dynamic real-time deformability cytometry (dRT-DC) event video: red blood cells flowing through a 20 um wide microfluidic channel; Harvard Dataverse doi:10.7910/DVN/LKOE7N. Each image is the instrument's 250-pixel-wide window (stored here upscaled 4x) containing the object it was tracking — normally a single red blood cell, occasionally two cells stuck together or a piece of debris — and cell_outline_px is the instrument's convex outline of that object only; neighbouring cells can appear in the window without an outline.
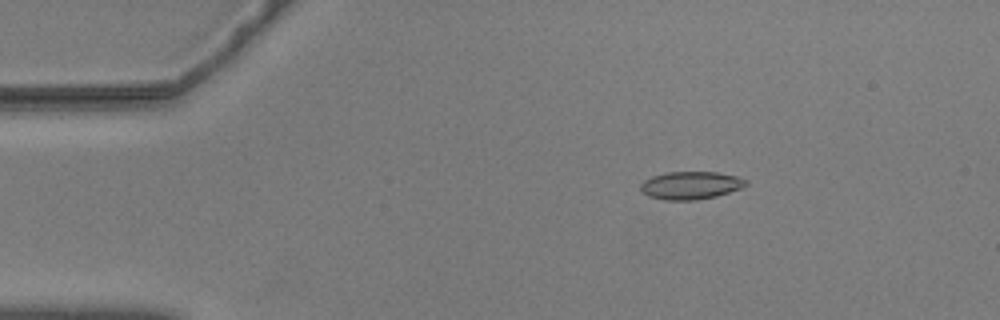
{"species": "common noctule bat (a hibernating species)", "species_latin": "Nyctalus noctula", "temperature_condition": "warm", "stored_images_in_passage": 57, "camera_frame_rate_fps": 3000, "um_per_image_px": 0.085, "animal": {"sex": "male", "body_mass_g": 20.5, "forearm_length_mm": 52.5}, "frame": {"image": 1, "passage_image": 10, "time_ms": 3.0, "image_size_px": [1000, 320], "cell_outline_px": [[748, 184], [740, 188], [716, 196], [696, 200], [664, 200], [648, 196], [640, 188], [640, 184], [644, 180], [652, 176], [664, 172], [716, 172], [736, 176], [748, 180]], "centroid_in_image_um": [58.69, 15.75], "position_along_channel_um": 26.3, "area_um2": 17.05}}
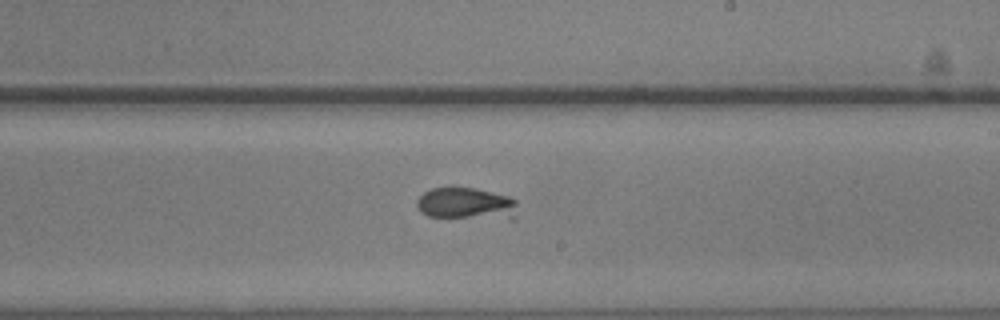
{"frame": {"image": 2, "passage_image": 34, "time_ms": 11.0, "image_size_px": [1000, 320], "cell_outline_px": [[516, 220], [512, 220], [428, 216], [420, 212], [416, 204], [416, 200], [424, 192], [432, 188], [452, 184], [476, 188], [508, 196], [516, 200]], "centroid_in_image_um": [39.64, 17.29], "position_along_channel_um": 249.4, "area_um2": 19.77}}
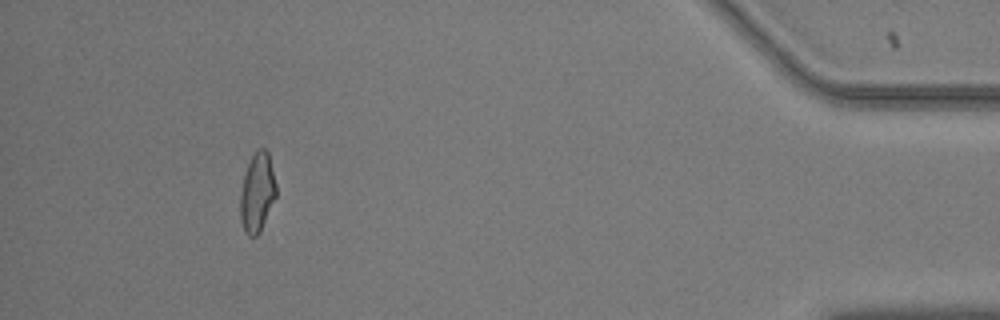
{"frame": {"image": 3, "passage_image": 53, "time_ms": 17.333, "image_size_px": [1000, 320], "cell_outline_px": [[276, 196], [260, 232], [256, 236], [248, 236], [244, 232], [240, 220], [240, 192], [244, 172], [256, 148], [264, 148], [268, 152], [276, 184]], "centroid_in_image_um": [21.84, 16.37], "position_along_channel_um": 413.4, "area_um2": 16.7}}